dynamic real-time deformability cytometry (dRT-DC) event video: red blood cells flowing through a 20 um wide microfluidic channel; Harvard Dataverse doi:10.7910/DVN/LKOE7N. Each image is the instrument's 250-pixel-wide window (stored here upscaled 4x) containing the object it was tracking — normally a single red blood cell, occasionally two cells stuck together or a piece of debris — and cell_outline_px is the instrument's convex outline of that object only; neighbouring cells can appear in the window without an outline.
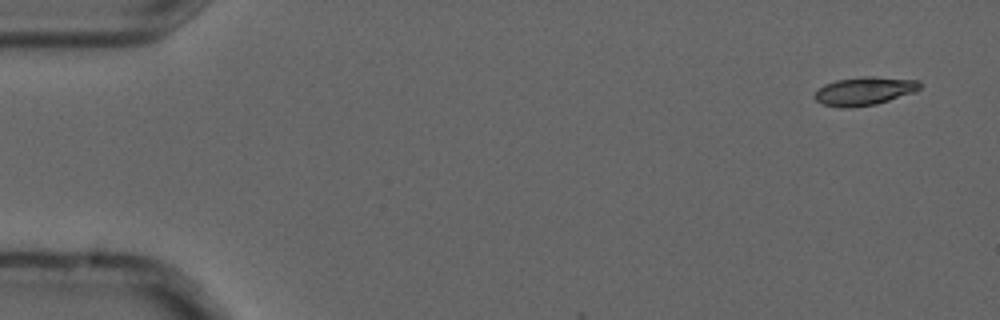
{"species": "common noctule bat (a hibernating species)", "species_latin": "Nyctalus noctula", "temperature_condition": "cold", "stored_images_in_passage": 4, "camera_frame_rate_fps": 3000, "um_per_image_px": 0.085, "animal": {"sex": "male", "forearm_length_mm": 52.5}, "frame": {"image": 1, "passage_image": 1, "time_ms": 0.0, "image_size_px": [1000, 320], "cell_outline_px": [[920, 88], [916, 92], [876, 104], [848, 108], [840, 108], [820, 104], [812, 96], [824, 84], [836, 80], [864, 76], [872, 76], [920, 80]], "centroid_in_image_um": [73.46, 7.74], "position_along_channel_um": 11.5, "area_um2": 17.57}}
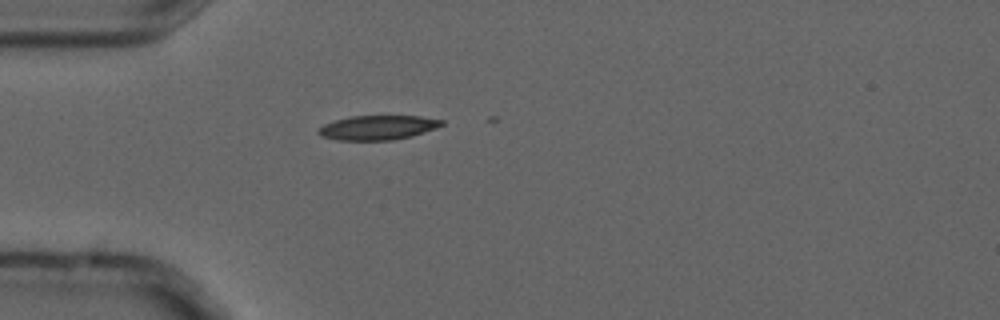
{"frame": {"image": 2, "passage_image": 4, "time_ms": 1.0, "image_size_px": [1000, 320], "cell_outline_px": [[444, 124], [436, 128], [412, 136], [392, 140], [336, 140], [320, 136], [316, 132], [324, 124], [336, 120], [352, 116], [420, 116], [444, 120]], "centroid_in_image_um": [32.11, 10.85], "position_along_channel_um": 52.9, "area_um2": 17.51}}